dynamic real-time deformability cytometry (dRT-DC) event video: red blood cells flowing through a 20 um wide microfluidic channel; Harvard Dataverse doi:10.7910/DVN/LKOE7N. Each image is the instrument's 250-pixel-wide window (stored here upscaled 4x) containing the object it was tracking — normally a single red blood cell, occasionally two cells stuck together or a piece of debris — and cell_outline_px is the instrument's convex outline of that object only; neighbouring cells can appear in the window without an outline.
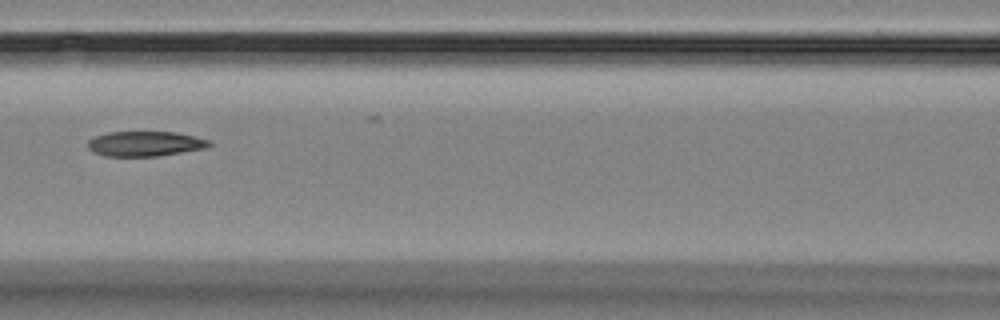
{"species": "Egyptian fruit bat (a non-hibernating species)", "species_latin": "Rousettus aegyptiacus", "temperature_condition": "room temperature", "stored_images_in_passage": 7, "camera_frame_rate_fps": 3000, "um_per_image_px": 0.085, "animal": {"sex": "female"}, "frame": {"image": 1, "passage_image": 4, "time_ms": 4.667, "image_size_px": [1000, 320], "cell_outline_px": [[212, 144], [204, 148], [156, 156], [104, 156], [88, 148], [88, 140], [96, 136], [108, 132], [176, 132], [212, 140]], "centroid_in_image_um": [12.35, 12.21], "position_along_channel_um": 154.3, "area_um2": 17.51}}
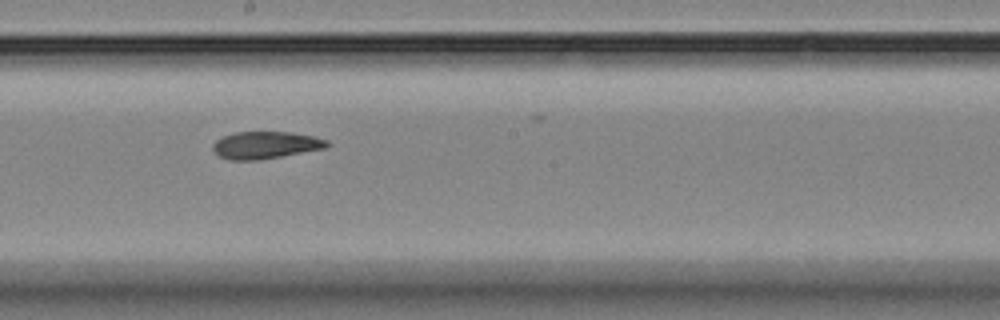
{"frame": {"image": 2, "passage_image": 6, "time_ms": 6.667, "image_size_px": [1000, 320], "cell_outline_px": [[332, 144], [328, 148], [256, 160], [228, 160], [220, 156], [212, 148], [212, 144], [216, 140], [224, 136], [236, 132], [292, 132], [312, 136], [328, 140]], "centroid_in_image_um": [22.61, 12.33], "position_along_channel_um": 225.6, "area_um2": 18.09}}
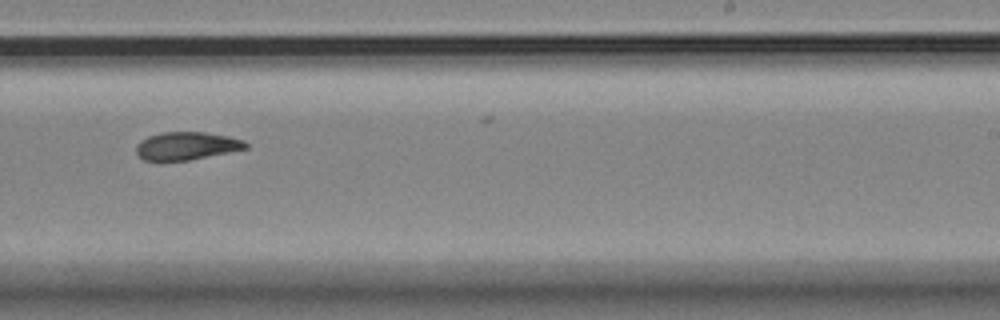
{"frame": {"image": 3, "passage_image": 7, "time_ms": 8.0, "image_size_px": [1000, 320], "cell_outline_px": [[248, 148], [188, 160], [144, 160], [136, 152], [136, 144], [140, 140], [148, 136], [160, 132], [204, 132], [228, 136], [244, 140], [248, 144]], "centroid_in_image_um": [15.85, 12.38], "position_along_channel_um": 273.2, "area_um2": 17.69}}